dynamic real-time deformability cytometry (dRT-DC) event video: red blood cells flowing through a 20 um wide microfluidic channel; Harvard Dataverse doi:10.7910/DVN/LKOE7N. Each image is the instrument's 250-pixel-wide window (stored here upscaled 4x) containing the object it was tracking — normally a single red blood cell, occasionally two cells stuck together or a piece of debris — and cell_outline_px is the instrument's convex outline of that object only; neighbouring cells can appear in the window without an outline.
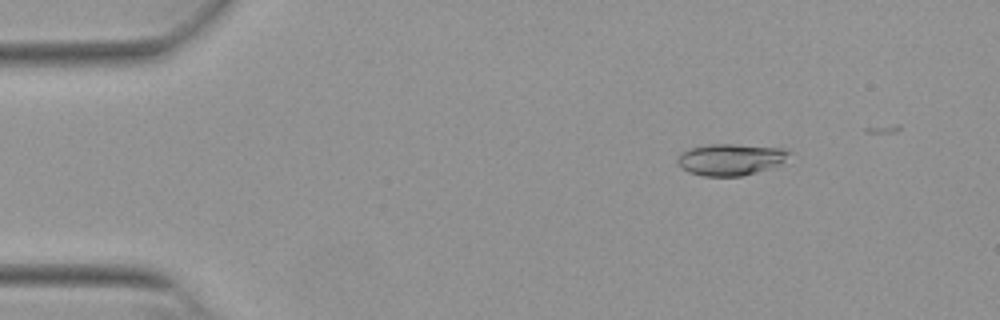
{"species": "Egyptian fruit bat (a non-hibernating species)", "species_latin": "Rousettus aegyptiacus", "temperature_condition": "warm", "stored_images_in_passage": 47, "camera_frame_rate_fps": 3000, "um_per_image_px": 0.085, "animal": {"sex": "female"}, "frame": {"image": 1, "passage_image": 8, "time_ms": 2.333, "image_size_px": [1000, 320], "cell_outline_px": [[792, 152], [784, 164], [772, 168], [744, 176], [704, 176], [688, 172], [680, 168], [676, 164], [676, 160], [680, 152], [688, 148], [708, 144], [736, 144], [784, 148]], "centroid_in_image_um": [62.11, 13.55], "position_along_channel_um": 22.9, "area_um2": 21.21}}
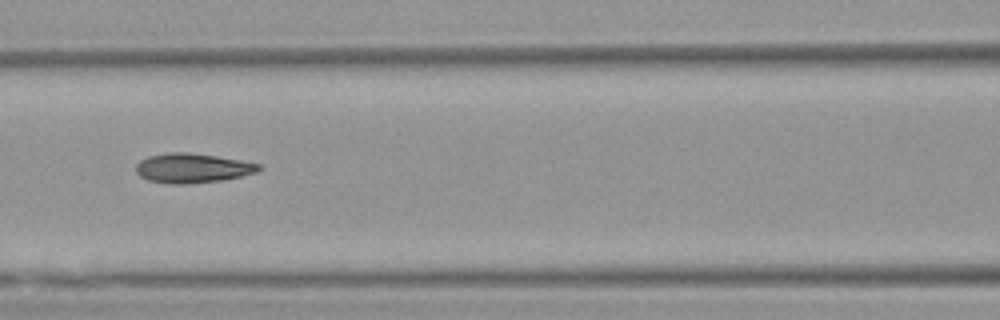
{"frame": {"image": 2, "passage_image": 24, "time_ms": 7.667, "image_size_px": [1000, 320], "cell_outline_px": [[264, 168], [260, 172], [220, 180], [184, 184], [168, 184], [148, 180], [140, 176], [136, 172], [136, 164], [140, 160], [148, 156], [168, 152], [188, 152], [216, 156], [240, 160], [260, 164]], "centroid_in_image_um": [16.36, 14.28], "position_along_channel_um": 150.2, "area_um2": 21.21}}
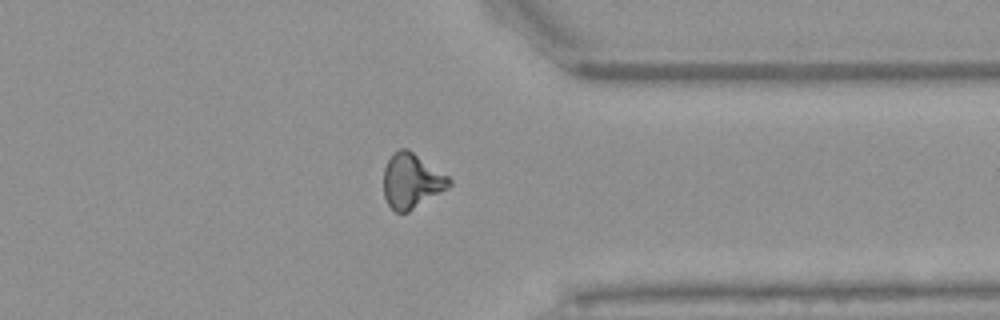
{"frame": {"image": 3, "passage_image": 42, "time_ms": 13.667, "image_size_px": [1000, 320], "cell_outline_px": [[452, 184], [448, 188], [408, 212], [396, 212], [388, 204], [384, 196], [384, 168], [392, 152], [400, 148], [408, 148], [448, 176], [452, 180]], "centroid_in_image_um": [34.98, 15.36], "position_along_channel_um": 376.4, "area_um2": 20.92}, "authors_computed_cell_mechanics": {"area_um2": 20.5768, "velocity_mm_per_s": 3.8641, "shape_relaxation_time_tau1_ms": 4.4073, "shape_relaxation_time_tau2_ms": 2.4197, "deformation_change_tau1": 0.177, "deformation_change_tau2": 0.111}}